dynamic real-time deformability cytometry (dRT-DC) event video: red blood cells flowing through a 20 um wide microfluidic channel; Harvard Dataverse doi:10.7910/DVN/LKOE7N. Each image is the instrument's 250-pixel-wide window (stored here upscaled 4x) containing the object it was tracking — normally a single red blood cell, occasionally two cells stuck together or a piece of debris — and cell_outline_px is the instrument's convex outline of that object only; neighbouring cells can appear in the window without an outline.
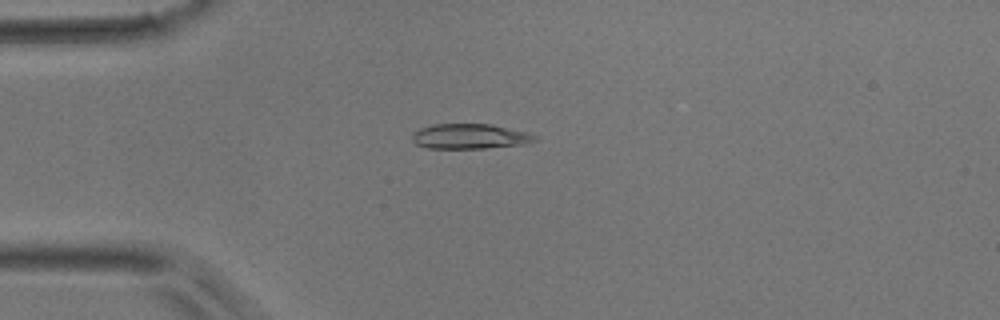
{"species": "common noctule bat (a hibernating species)", "species_latin": "Nyctalus noctula", "temperature_condition": "room temperature", "stored_images_in_passage": 46, "camera_frame_rate_fps": 3000, "um_per_image_px": 0.085, "animal": {"sex": "male", "body_mass_g": 17.9}, "frame": {"image": 1, "passage_image": 10, "time_ms": 3.0, "image_size_px": [1000, 320], "cell_outline_px": [[536, 140], [524, 144], [484, 148], [424, 148], [416, 144], [412, 140], [412, 132], [420, 128], [432, 124], [492, 124], [528, 132], [536, 136]], "centroid_in_image_um": [39.9, 11.58], "position_along_channel_um": 45.1, "area_um2": 17.98}}
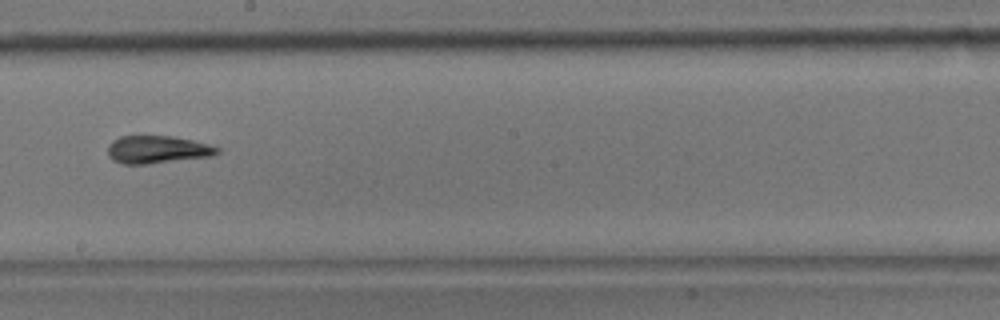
{"frame": {"image": 2, "passage_image": 25, "time_ms": 8.0, "image_size_px": [1000, 320], "cell_outline_px": [[220, 152], [212, 156], [148, 164], [124, 164], [112, 160], [108, 156], [108, 144], [112, 140], [120, 136], [172, 136], [192, 140], [208, 144], [220, 148]], "centroid_in_image_um": [13.35, 12.71], "position_along_channel_um": 234.8, "area_um2": 17.74}}
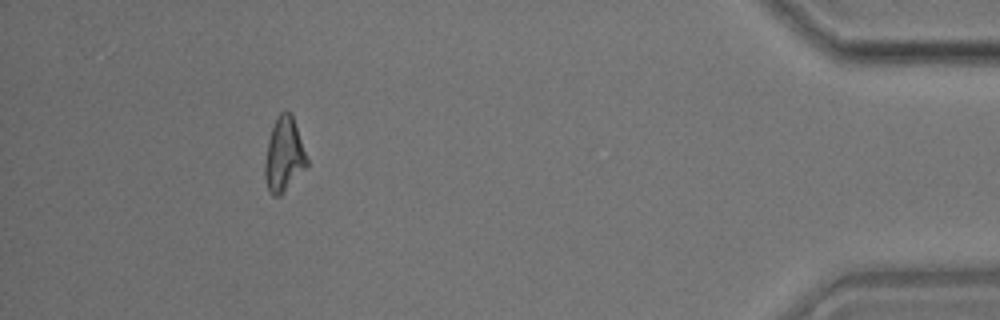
{"frame": {"image": 3, "passage_image": 42, "time_ms": 13.667, "image_size_px": [1000, 320], "cell_outline_px": [[308, 164], [284, 192], [280, 196], [272, 196], [268, 192], [264, 176], [264, 164], [268, 140], [276, 116], [284, 108], [292, 112], [308, 160]], "centroid_in_image_um": [24.12, 13.12], "position_along_channel_um": 411.1, "area_um2": 18.38}}